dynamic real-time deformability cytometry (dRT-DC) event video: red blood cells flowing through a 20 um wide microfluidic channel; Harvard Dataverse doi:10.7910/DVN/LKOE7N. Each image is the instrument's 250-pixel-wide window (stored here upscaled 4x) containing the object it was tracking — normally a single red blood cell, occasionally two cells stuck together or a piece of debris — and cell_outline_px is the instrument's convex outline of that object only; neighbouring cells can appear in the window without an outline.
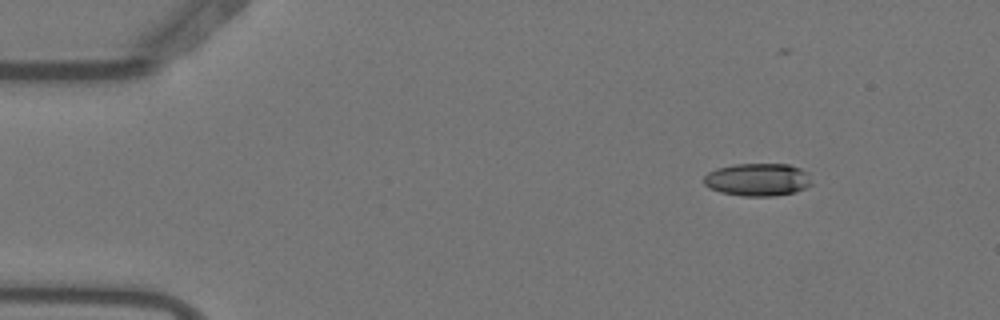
{"species": "Egyptian fruit bat (a non-hibernating species)", "species_latin": "Rousettus aegyptiacus", "temperature_condition": "warm", "stored_images_in_passage": 4, "camera_frame_rate_fps": 3000, "um_per_image_px": 0.085, "animal": {"sex": "female"}, "frame": {"image": 1, "passage_image": 1, "time_ms": 0.0, "image_size_px": [1000, 320], "cell_outline_px": [[812, 184], [804, 188], [792, 192], [776, 196], [744, 196], [720, 192], [708, 188], [704, 184], [704, 176], [708, 172], [716, 168], [732, 164], [788, 164], [800, 168], [808, 172]], "centroid_in_image_um": [64.38, 15.26], "position_along_channel_um": 20.6, "area_um2": 20.69}}